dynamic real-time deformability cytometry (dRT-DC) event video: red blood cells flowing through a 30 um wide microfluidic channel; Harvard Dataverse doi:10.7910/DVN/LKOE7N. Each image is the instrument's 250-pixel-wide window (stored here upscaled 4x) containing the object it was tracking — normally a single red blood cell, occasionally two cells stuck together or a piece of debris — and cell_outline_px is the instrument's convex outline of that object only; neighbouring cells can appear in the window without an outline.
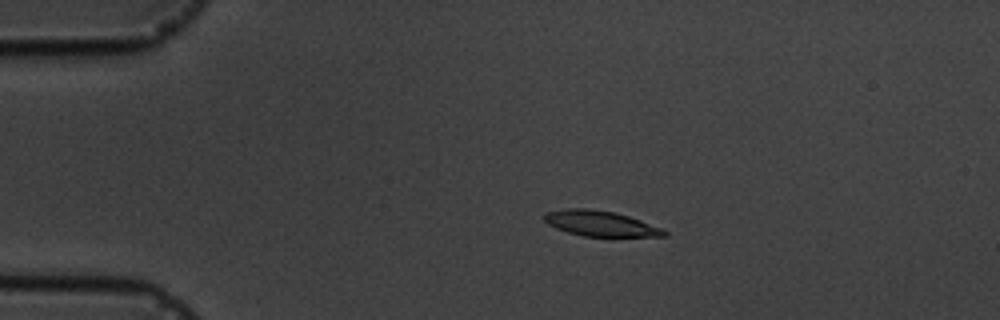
{"species": "common noctule bat (a hibernating species)", "species_latin": "Nyctalus noctula", "temperature_condition": "cold", "stored_images_in_passage": 8, "camera_frame_rate_fps": 3000, "um_per_image_px": 0.085, "animal": {"sex": "male", "body_mass_g": 19.5, "forearm_length_mm": 54.6}, "frame": {"image": 1, "passage_image": 3, "time_ms": 2.333, "image_size_px": [1000, 320], "cell_outline_px": [[668, 236], [584, 236], [568, 232], [556, 228], [548, 224], [544, 220], [544, 212], [564, 208], [588, 208], [616, 212], [640, 220], [660, 228], [668, 232]], "centroid_in_image_um": [50.99, 18.98], "position_along_channel_um": 34.0, "area_um2": 17.69}}
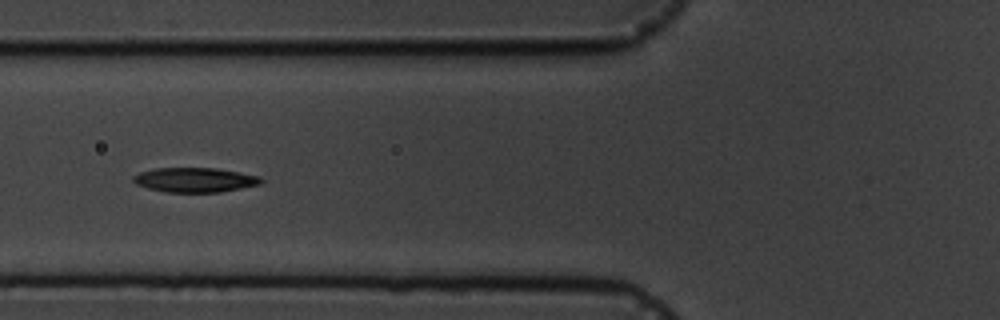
{"frame": {"image": 2, "passage_image": 6, "time_ms": 5.667, "image_size_px": [1000, 320], "cell_outline_px": [[264, 180], [260, 184], [220, 192], [164, 192], [148, 188], [136, 184], [132, 180], [132, 176], [140, 172], [156, 168], [216, 168], [260, 176]], "centroid_in_image_um": [16.54, 15.29], "position_along_channel_um": 109.3, "area_um2": 18.26}}
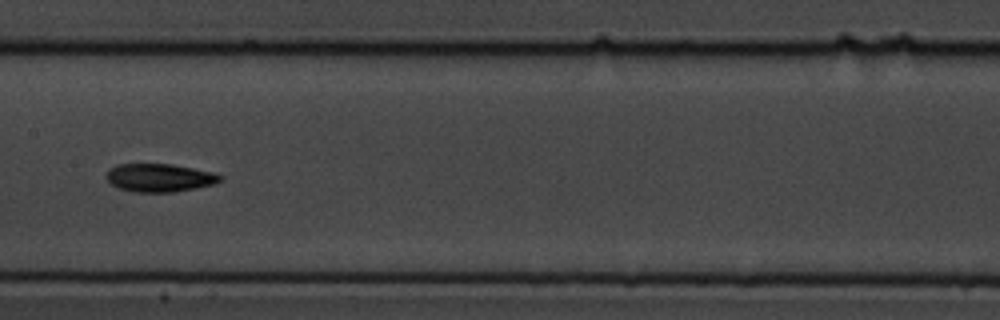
{"frame": {"image": 3, "passage_image": 8, "time_ms": 8.0, "image_size_px": [1000, 320], "cell_outline_px": [[224, 176], [216, 184], [176, 192], [132, 192], [120, 188], [112, 184], [104, 176], [116, 164], [172, 164], [212, 172]], "centroid_in_image_um": [13.58, 15.11], "position_along_channel_um": 193.8, "area_um2": 18.67}}